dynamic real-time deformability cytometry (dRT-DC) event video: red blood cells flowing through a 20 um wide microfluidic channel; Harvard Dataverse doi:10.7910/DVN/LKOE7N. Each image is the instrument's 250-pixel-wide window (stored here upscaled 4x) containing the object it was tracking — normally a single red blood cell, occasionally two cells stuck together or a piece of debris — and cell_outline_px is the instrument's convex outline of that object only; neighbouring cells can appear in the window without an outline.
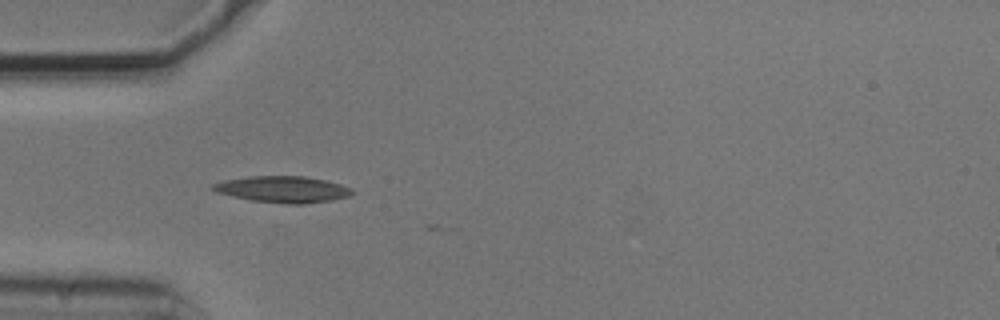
{"species": "common noctule bat (a hibernating species)", "species_latin": "Nyctalus noctula", "temperature_condition": "cold", "stored_images_in_passage": 3, "camera_frame_rate_fps": 3000, "um_per_image_px": 0.085, "animal": {"sex": "male", "body_mass_g": 20.5, "forearm_length_mm": 52.5}, "frame": {"image": 1, "passage_image": 3, "time_ms": 0.667, "image_size_px": [1000, 320], "cell_outline_px": [[352, 192], [348, 196], [332, 200], [304, 204], [288, 204], [252, 200], [232, 196], [216, 192], [212, 188], [212, 184], [224, 180], [248, 176], [304, 176], [324, 180], [340, 184], [352, 188]], "centroid_in_image_um": [24.02, 16.09], "position_along_channel_um": 61.0, "area_um2": 21.27}}